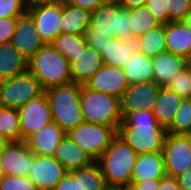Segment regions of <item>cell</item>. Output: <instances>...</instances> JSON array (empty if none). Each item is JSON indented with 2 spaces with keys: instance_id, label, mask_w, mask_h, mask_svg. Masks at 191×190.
I'll return each mask as SVG.
<instances>
[{
  "instance_id": "6da1fadb",
  "label": "cell",
  "mask_w": 191,
  "mask_h": 190,
  "mask_svg": "<svg viewBox=\"0 0 191 190\" xmlns=\"http://www.w3.org/2000/svg\"><path fill=\"white\" fill-rule=\"evenodd\" d=\"M117 134L137 153L162 152L167 130L160 126L152 110L128 112Z\"/></svg>"
},
{
  "instance_id": "7a4b0ae2",
  "label": "cell",
  "mask_w": 191,
  "mask_h": 190,
  "mask_svg": "<svg viewBox=\"0 0 191 190\" xmlns=\"http://www.w3.org/2000/svg\"><path fill=\"white\" fill-rule=\"evenodd\" d=\"M137 153L118 134L96 161L108 186L128 189Z\"/></svg>"
},
{
  "instance_id": "3957f363",
  "label": "cell",
  "mask_w": 191,
  "mask_h": 190,
  "mask_svg": "<svg viewBox=\"0 0 191 190\" xmlns=\"http://www.w3.org/2000/svg\"><path fill=\"white\" fill-rule=\"evenodd\" d=\"M28 71L43 90L73 83L70 63L51 44L41 47L28 61Z\"/></svg>"
},
{
  "instance_id": "277c9868",
  "label": "cell",
  "mask_w": 191,
  "mask_h": 190,
  "mask_svg": "<svg viewBox=\"0 0 191 190\" xmlns=\"http://www.w3.org/2000/svg\"><path fill=\"white\" fill-rule=\"evenodd\" d=\"M129 9L115 0H108L90 14L89 27L84 35H101L135 41Z\"/></svg>"
},
{
  "instance_id": "5b68a950",
  "label": "cell",
  "mask_w": 191,
  "mask_h": 190,
  "mask_svg": "<svg viewBox=\"0 0 191 190\" xmlns=\"http://www.w3.org/2000/svg\"><path fill=\"white\" fill-rule=\"evenodd\" d=\"M80 88L77 83L55 86L45 90L52 120L65 133L84 122L80 106Z\"/></svg>"
},
{
  "instance_id": "8992f818",
  "label": "cell",
  "mask_w": 191,
  "mask_h": 190,
  "mask_svg": "<svg viewBox=\"0 0 191 190\" xmlns=\"http://www.w3.org/2000/svg\"><path fill=\"white\" fill-rule=\"evenodd\" d=\"M80 106L85 122L110 126L118 131L123 118L119 98L89 89L84 84L80 88Z\"/></svg>"
},
{
  "instance_id": "52a82bcc",
  "label": "cell",
  "mask_w": 191,
  "mask_h": 190,
  "mask_svg": "<svg viewBox=\"0 0 191 190\" xmlns=\"http://www.w3.org/2000/svg\"><path fill=\"white\" fill-rule=\"evenodd\" d=\"M44 92L38 80L28 71L0 80V106L19 109Z\"/></svg>"
},
{
  "instance_id": "ba28073f",
  "label": "cell",
  "mask_w": 191,
  "mask_h": 190,
  "mask_svg": "<svg viewBox=\"0 0 191 190\" xmlns=\"http://www.w3.org/2000/svg\"><path fill=\"white\" fill-rule=\"evenodd\" d=\"M66 134L96 162L117 135V130L84 121Z\"/></svg>"
},
{
  "instance_id": "9c48e42d",
  "label": "cell",
  "mask_w": 191,
  "mask_h": 190,
  "mask_svg": "<svg viewBox=\"0 0 191 190\" xmlns=\"http://www.w3.org/2000/svg\"><path fill=\"white\" fill-rule=\"evenodd\" d=\"M162 153L167 176L178 177L191 167V135L167 133Z\"/></svg>"
},
{
  "instance_id": "30bf717a",
  "label": "cell",
  "mask_w": 191,
  "mask_h": 190,
  "mask_svg": "<svg viewBox=\"0 0 191 190\" xmlns=\"http://www.w3.org/2000/svg\"><path fill=\"white\" fill-rule=\"evenodd\" d=\"M18 114L23 141L53 121L45 92L20 107Z\"/></svg>"
},
{
  "instance_id": "8fae6325",
  "label": "cell",
  "mask_w": 191,
  "mask_h": 190,
  "mask_svg": "<svg viewBox=\"0 0 191 190\" xmlns=\"http://www.w3.org/2000/svg\"><path fill=\"white\" fill-rule=\"evenodd\" d=\"M27 13L32 17L37 32L46 44H50L61 33L62 1L30 7Z\"/></svg>"
},
{
  "instance_id": "7c38bea8",
  "label": "cell",
  "mask_w": 191,
  "mask_h": 190,
  "mask_svg": "<svg viewBox=\"0 0 191 190\" xmlns=\"http://www.w3.org/2000/svg\"><path fill=\"white\" fill-rule=\"evenodd\" d=\"M160 87L155 81L129 84L120 99L122 116L137 110H152Z\"/></svg>"
},
{
  "instance_id": "4fadbf2b",
  "label": "cell",
  "mask_w": 191,
  "mask_h": 190,
  "mask_svg": "<svg viewBox=\"0 0 191 190\" xmlns=\"http://www.w3.org/2000/svg\"><path fill=\"white\" fill-rule=\"evenodd\" d=\"M66 173L64 166L54 156L34 155L28 177L37 190H53Z\"/></svg>"
},
{
  "instance_id": "5bb4252c",
  "label": "cell",
  "mask_w": 191,
  "mask_h": 190,
  "mask_svg": "<svg viewBox=\"0 0 191 190\" xmlns=\"http://www.w3.org/2000/svg\"><path fill=\"white\" fill-rule=\"evenodd\" d=\"M11 43L28 61L41 47L46 45L37 32L32 17L27 12L17 17Z\"/></svg>"
},
{
  "instance_id": "9a60e30c",
  "label": "cell",
  "mask_w": 191,
  "mask_h": 190,
  "mask_svg": "<svg viewBox=\"0 0 191 190\" xmlns=\"http://www.w3.org/2000/svg\"><path fill=\"white\" fill-rule=\"evenodd\" d=\"M0 155L5 175H29L34 153L30 151L25 141H10Z\"/></svg>"
},
{
  "instance_id": "2e32d148",
  "label": "cell",
  "mask_w": 191,
  "mask_h": 190,
  "mask_svg": "<svg viewBox=\"0 0 191 190\" xmlns=\"http://www.w3.org/2000/svg\"><path fill=\"white\" fill-rule=\"evenodd\" d=\"M85 85L89 89L121 99L129 84L122 68L103 65Z\"/></svg>"
},
{
  "instance_id": "e0dca14e",
  "label": "cell",
  "mask_w": 191,
  "mask_h": 190,
  "mask_svg": "<svg viewBox=\"0 0 191 190\" xmlns=\"http://www.w3.org/2000/svg\"><path fill=\"white\" fill-rule=\"evenodd\" d=\"M65 132L55 123L51 122L38 132L29 136L25 142L34 155L54 156Z\"/></svg>"
},
{
  "instance_id": "ac0fdd59",
  "label": "cell",
  "mask_w": 191,
  "mask_h": 190,
  "mask_svg": "<svg viewBox=\"0 0 191 190\" xmlns=\"http://www.w3.org/2000/svg\"><path fill=\"white\" fill-rule=\"evenodd\" d=\"M103 65L101 53L86 45L76 59L70 62L73 83L84 85Z\"/></svg>"
},
{
  "instance_id": "d6986e66",
  "label": "cell",
  "mask_w": 191,
  "mask_h": 190,
  "mask_svg": "<svg viewBox=\"0 0 191 190\" xmlns=\"http://www.w3.org/2000/svg\"><path fill=\"white\" fill-rule=\"evenodd\" d=\"M155 81L161 87H167L172 79L186 69L185 57L165 51L152 57Z\"/></svg>"
},
{
  "instance_id": "ffe728a7",
  "label": "cell",
  "mask_w": 191,
  "mask_h": 190,
  "mask_svg": "<svg viewBox=\"0 0 191 190\" xmlns=\"http://www.w3.org/2000/svg\"><path fill=\"white\" fill-rule=\"evenodd\" d=\"M164 156L162 152L141 153L137 155L131 176V182L147 179H161L166 176Z\"/></svg>"
},
{
  "instance_id": "44dd1931",
  "label": "cell",
  "mask_w": 191,
  "mask_h": 190,
  "mask_svg": "<svg viewBox=\"0 0 191 190\" xmlns=\"http://www.w3.org/2000/svg\"><path fill=\"white\" fill-rule=\"evenodd\" d=\"M67 172L87 167L95 161L65 134L54 154Z\"/></svg>"
},
{
  "instance_id": "7402d4cb",
  "label": "cell",
  "mask_w": 191,
  "mask_h": 190,
  "mask_svg": "<svg viewBox=\"0 0 191 190\" xmlns=\"http://www.w3.org/2000/svg\"><path fill=\"white\" fill-rule=\"evenodd\" d=\"M183 98L168 87H160L152 112L159 125L166 130L171 126Z\"/></svg>"
},
{
  "instance_id": "603a6c76",
  "label": "cell",
  "mask_w": 191,
  "mask_h": 190,
  "mask_svg": "<svg viewBox=\"0 0 191 190\" xmlns=\"http://www.w3.org/2000/svg\"><path fill=\"white\" fill-rule=\"evenodd\" d=\"M166 51L186 57L191 52V29L183 21L165 24Z\"/></svg>"
},
{
  "instance_id": "cb8c5ba5",
  "label": "cell",
  "mask_w": 191,
  "mask_h": 190,
  "mask_svg": "<svg viewBox=\"0 0 191 190\" xmlns=\"http://www.w3.org/2000/svg\"><path fill=\"white\" fill-rule=\"evenodd\" d=\"M122 69L128 84L153 81L154 70L152 57L138 50H135Z\"/></svg>"
},
{
  "instance_id": "d4e9b609",
  "label": "cell",
  "mask_w": 191,
  "mask_h": 190,
  "mask_svg": "<svg viewBox=\"0 0 191 190\" xmlns=\"http://www.w3.org/2000/svg\"><path fill=\"white\" fill-rule=\"evenodd\" d=\"M28 70L25 59L11 42L0 44V80L11 78Z\"/></svg>"
},
{
  "instance_id": "484cf974",
  "label": "cell",
  "mask_w": 191,
  "mask_h": 190,
  "mask_svg": "<svg viewBox=\"0 0 191 190\" xmlns=\"http://www.w3.org/2000/svg\"><path fill=\"white\" fill-rule=\"evenodd\" d=\"M135 50V41L114 38L105 46L101 53L103 64L123 68Z\"/></svg>"
},
{
  "instance_id": "4316f807",
  "label": "cell",
  "mask_w": 191,
  "mask_h": 190,
  "mask_svg": "<svg viewBox=\"0 0 191 190\" xmlns=\"http://www.w3.org/2000/svg\"><path fill=\"white\" fill-rule=\"evenodd\" d=\"M90 14L88 10L63 2L61 33L84 35L89 27Z\"/></svg>"
},
{
  "instance_id": "83f0119b",
  "label": "cell",
  "mask_w": 191,
  "mask_h": 190,
  "mask_svg": "<svg viewBox=\"0 0 191 190\" xmlns=\"http://www.w3.org/2000/svg\"><path fill=\"white\" fill-rule=\"evenodd\" d=\"M136 50L154 57L166 51L165 25H160L155 29L139 36L135 39Z\"/></svg>"
},
{
  "instance_id": "f1b7e54d",
  "label": "cell",
  "mask_w": 191,
  "mask_h": 190,
  "mask_svg": "<svg viewBox=\"0 0 191 190\" xmlns=\"http://www.w3.org/2000/svg\"><path fill=\"white\" fill-rule=\"evenodd\" d=\"M53 48L70 63L85 49L87 43L84 35L60 33L51 43Z\"/></svg>"
},
{
  "instance_id": "f546056e",
  "label": "cell",
  "mask_w": 191,
  "mask_h": 190,
  "mask_svg": "<svg viewBox=\"0 0 191 190\" xmlns=\"http://www.w3.org/2000/svg\"><path fill=\"white\" fill-rule=\"evenodd\" d=\"M129 12L131 13V27L135 39L160 26L145 6L129 9Z\"/></svg>"
},
{
  "instance_id": "4dcf8cb0",
  "label": "cell",
  "mask_w": 191,
  "mask_h": 190,
  "mask_svg": "<svg viewBox=\"0 0 191 190\" xmlns=\"http://www.w3.org/2000/svg\"><path fill=\"white\" fill-rule=\"evenodd\" d=\"M0 133L10 141H21L18 109L0 106Z\"/></svg>"
},
{
  "instance_id": "1f68e13d",
  "label": "cell",
  "mask_w": 191,
  "mask_h": 190,
  "mask_svg": "<svg viewBox=\"0 0 191 190\" xmlns=\"http://www.w3.org/2000/svg\"><path fill=\"white\" fill-rule=\"evenodd\" d=\"M167 133L191 135V98L182 100L171 126L167 129Z\"/></svg>"
},
{
  "instance_id": "d6a6232c",
  "label": "cell",
  "mask_w": 191,
  "mask_h": 190,
  "mask_svg": "<svg viewBox=\"0 0 191 190\" xmlns=\"http://www.w3.org/2000/svg\"><path fill=\"white\" fill-rule=\"evenodd\" d=\"M105 185L104 177L97 162L80 168L81 190H101Z\"/></svg>"
},
{
  "instance_id": "836d02e7",
  "label": "cell",
  "mask_w": 191,
  "mask_h": 190,
  "mask_svg": "<svg viewBox=\"0 0 191 190\" xmlns=\"http://www.w3.org/2000/svg\"><path fill=\"white\" fill-rule=\"evenodd\" d=\"M183 99L191 98V71L187 68L177 74L167 86Z\"/></svg>"
},
{
  "instance_id": "e575fe53",
  "label": "cell",
  "mask_w": 191,
  "mask_h": 190,
  "mask_svg": "<svg viewBox=\"0 0 191 190\" xmlns=\"http://www.w3.org/2000/svg\"><path fill=\"white\" fill-rule=\"evenodd\" d=\"M0 190H37L28 176L4 175L0 178Z\"/></svg>"
},
{
  "instance_id": "d590c367",
  "label": "cell",
  "mask_w": 191,
  "mask_h": 190,
  "mask_svg": "<svg viewBox=\"0 0 191 190\" xmlns=\"http://www.w3.org/2000/svg\"><path fill=\"white\" fill-rule=\"evenodd\" d=\"M27 12L23 0H0V18H17Z\"/></svg>"
},
{
  "instance_id": "8d00e7d4",
  "label": "cell",
  "mask_w": 191,
  "mask_h": 190,
  "mask_svg": "<svg viewBox=\"0 0 191 190\" xmlns=\"http://www.w3.org/2000/svg\"><path fill=\"white\" fill-rule=\"evenodd\" d=\"M191 0H166L170 22L182 21L189 13Z\"/></svg>"
},
{
  "instance_id": "74e56055",
  "label": "cell",
  "mask_w": 191,
  "mask_h": 190,
  "mask_svg": "<svg viewBox=\"0 0 191 190\" xmlns=\"http://www.w3.org/2000/svg\"><path fill=\"white\" fill-rule=\"evenodd\" d=\"M145 7L152 13L160 25L170 22L166 0H147Z\"/></svg>"
},
{
  "instance_id": "f35d334b",
  "label": "cell",
  "mask_w": 191,
  "mask_h": 190,
  "mask_svg": "<svg viewBox=\"0 0 191 190\" xmlns=\"http://www.w3.org/2000/svg\"><path fill=\"white\" fill-rule=\"evenodd\" d=\"M53 190H81L80 169L67 172Z\"/></svg>"
},
{
  "instance_id": "ab89813d",
  "label": "cell",
  "mask_w": 191,
  "mask_h": 190,
  "mask_svg": "<svg viewBox=\"0 0 191 190\" xmlns=\"http://www.w3.org/2000/svg\"><path fill=\"white\" fill-rule=\"evenodd\" d=\"M17 18H0V44L11 42L15 31Z\"/></svg>"
},
{
  "instance_id": "60d3db41",
  "label": "cell",
  "mask_w": 191,
  "mask_h": 190,
  "mask_svg": "<svg viewBox=\"0 0 191 190\" xmlns=\"http://www.w3.org/2000/svg\"><path fill=\"white\" fill-rule=\"evenodd\" d=\"M107 1L108 0H62L64 3L88 10L90 13L95 11L101 5L105 4Z\"/></svg>"
},
{
  "instance_id": "b9f144b4",
  "label": "cell",
  "mask_w": 191,
  "mask_h": 190,
  "mask_svg": "<svg viewBox=\"0 0 191 190\" xmlns=\"http://www.w3.org/2000/svg\"><path fill=\"white\" fill-rule=\"evenodd\" d=\"M84 37L87 45L93 47L99 53H102L105 46L113 39L101 35H84Z\"/></svg>"
},
{
  "instance_id": "7bdbcfd3",
  "label": "cell",
  "mask_w": 191,
  "mask_h": 190,
  "mask_svg": "<svg viewBox=\"0 0 191 190\" xmlns=\"http://www.w3.org/2000/svg\"><path fill=\"white\" fill-rule=\"evenodd\" d=\"M161 179H147L140 182H131L129 190H158Z\"/></svg>"
},
{
  "instance_id": "ee69618b",
  "label": "cell",
  "mask_w": 191,
  "mask_h": 190,
  "mask_svg": "<svg viewBox=\"0 0 191 190\" xmlns=\"http://www.w3.org/2000/svg\"><path fill=\"white\" fill-rule=\"evenodd\" d=\"M158 190H181L177 179L170 176H164L160 180Z\"/></svg>"
},
{
  "instance_id": "f6af8a7d",
  "label": "cell",
  "mask_w": 191,
  "mask_h": 190,
  "mask_svg": "<svg viewBox=\"0 0 191 190\" xmlns=\"http://www.w3.org/2000/svg\"><path fill=\"white\" fill-rule=\"evenodd\" d=\"M176 179L181 190H191V167L186 169Z\"/></svg>"
},
{
  "instance_id": "bcb514c9",
  "label": "cell",
  "mask_w": 191,
  "mask_h": 190,
  "mask_svg": "<svg viewBox=\"0 0 191 190\" xmlns=\"http://www.w3.org/2000/svg\"><path fill=\"white\" fill-rule=\"evenodd\" d=\"M121 7L132 9L145 6L147 0H115Z\"/></svg>"
},
{
  "instance_id": "7dc6e473",
  "label": "cell",
  "mask_w": 191,
  "mask_h": 190,
  "mask_svg": "<svg viewBox=\"0 0 191 190\" xmlns=\"http://www.w3.org/2000/svg\"><path fill=\"white\" fill-rule=\"evenodd\" d=\"M25 3V6L28 8L34 7L41 4H53V3H59L62 0H23Z\"/></svg>"
},
{
  "instance_id": "c3c4849f",
  "label": "cell",
  "mask_w": 191,
  "mask_h": 190,
  "mask_svg": "<svg viewBox=\"0 0 191 190\" xmlns=\"http://www.w3.org/2000/svg\"><path fill=\"white\" fill-rule=\"evenodd\" d=\"M10 143V140L7 139L4 135L0 133V153L4 150V148Z\"/></svg>"
},
{
  "instance_id": "681fc988",
  "label": "cell",
  "mask_w": 191,
  "mask_h": 190,
  "mask_svg": "<svg viewBox=\"0 0 191 190\" xmlns=\"http://www.w3.org/2000/svg\"><path fill=\"white\" fill-rule=\"evenodd\" d=\"M182 21L187 27L191 29V15H186Z\"/></svg>"
},
{
  "instance_id": "f907efd6",
  "label": "cell",
  "mask_w": 191,
  "mask_h": 190,
  "mask_svg": "<svg viewBox=\"0 0 191 190\" xmlns=\"http://www.w3.org/2000/svg\"><path fill=\"white\" fill-rule=\"evenodd\" d=\"M186 68L191 71V52L185 57Z\"/></svg>"
},
{
  "instance_id": "816d5d0a",
  "label": "cell",
  "mask_w": 191,
  "mask_h": 190,
  "mask_svg": "<svg viewBox=\"0 0 191 190\" xmlns=\"http://www.w3.org/2000/svg\"><path fill=\"white\" fill-rule=\"evenodd\" d=\"M101 190H125V189L121 187L105 185Z\"/></svg>"
},
{
  "instance_id": "f5cc1de1",
  "label": "cell",
  "mask_w": 191,
  "mask_h": 190,
  "mask_svg": "<svg viewBox=\"0 0 191 190\" xmlns=\"http://www.w3.org/2000/svg\"><path fill=\"white\" fill-rule=\"evenodd\" d=\"M4 175H5V172L2 166L1 155H0V178Z\"/></svg>"
},
{
  "instance_id": "db71d44e",
  "label": "cell",
  "mask_w": 191,
  "mask_h": 190,
  "mask_svg": "<svg viewBox=\"0 0 191 190\" xmlns=\"http://www.w3.org/2000/svg\"><path fill=\"white\" fill-rule=\"evenodd\" d=\"M187 15H191V2H190V7H189V13Z\"/></svg>"
}]
</instances>
